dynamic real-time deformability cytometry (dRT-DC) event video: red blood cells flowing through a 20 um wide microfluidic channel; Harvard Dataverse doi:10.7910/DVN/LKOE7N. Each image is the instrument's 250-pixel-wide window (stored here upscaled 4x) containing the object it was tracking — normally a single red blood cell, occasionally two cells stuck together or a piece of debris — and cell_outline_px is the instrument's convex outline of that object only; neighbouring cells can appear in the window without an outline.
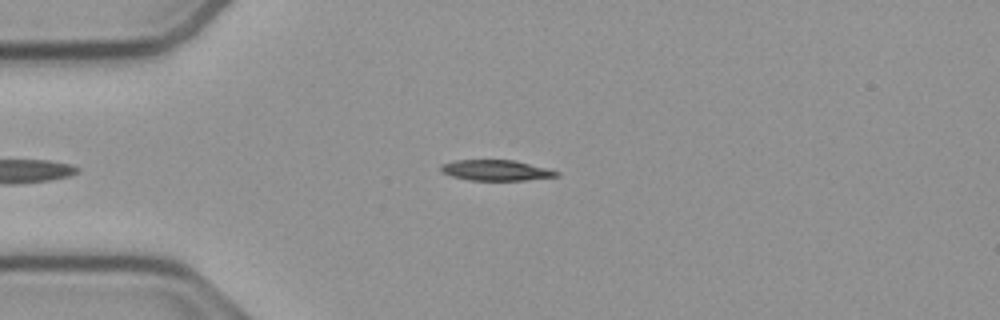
{"species": "common noctule bat (a hibernating species)", "species_latin": "Nyctalus noctula", "temperature_condition": "cold", "stored_images_in_passage": 40, "camera_frame_rate_fps": 3000, "um_per_image_px": 0.085, "animal": {"sex": "male", "body_mass_g": 23.1, "forearm_length_mm": 52.7}, "frame": {"image": 1, "passage_image": 3, "time_ms": 0.667, "image_size_px": [1000, 320], "cell_outline_px": [[560, 176], [524, 180], [468, 180], [452, 176], [440, 172], [440, 164], [452, 160], [516, 160], [548, 168], [560, 172]], "centroid_in_image_um": [42.15, 14.46], "position_along_channel_um": 42.9, "area_um2": 14.1}}
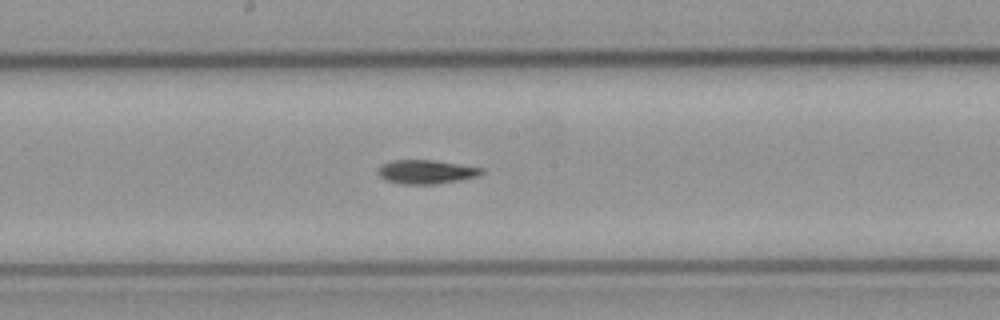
{"frame": {"image": 2, "passage_image": 18, "time_ms": 5.667, "image_size_px": [1000, 320], "cell_outline_px": [[484, 172], [480, 176], [460, 180], [432, 184], [400, 184], [388, 180], [380, 176], [376, 172], [380, 164], [392, 160], [432, 160], [484, 168]], "centroid_in_image_um": [36.22, 14.6], "position_along_channel_um": 212.0, "area_um2": 14.45}}
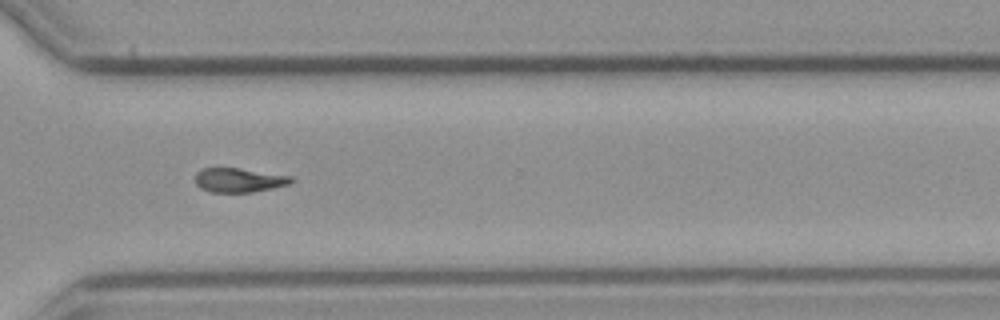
{"frame": {"image": 3, "passage_image": 29, "time_ms": 9.333, "image_size_px": [1000, 320], "cell_outline_px": [[296, 180], [288, 184], [272, 188], [252, 192], [212, 192], [200, 188], [196, 184], [196, 172], [204, 168], [236, 168], [292, 176]], "centroid_in_image_um": [20.32, 15.31], "position_along_channel_um": 350.3, "area_um2": 13.41}, "authors_computed_cell_mechanics": {"area_um2": 14.45, "velocity_mm_per_s": 3.7907, "shape_relaxation_time_tau1_ms": 9.4824, "shape_relaxation_time_tau2_ms": 7.3493, "deformation_change_tau1": 0.2307, "deformation_change_tau2": 0.1554}}